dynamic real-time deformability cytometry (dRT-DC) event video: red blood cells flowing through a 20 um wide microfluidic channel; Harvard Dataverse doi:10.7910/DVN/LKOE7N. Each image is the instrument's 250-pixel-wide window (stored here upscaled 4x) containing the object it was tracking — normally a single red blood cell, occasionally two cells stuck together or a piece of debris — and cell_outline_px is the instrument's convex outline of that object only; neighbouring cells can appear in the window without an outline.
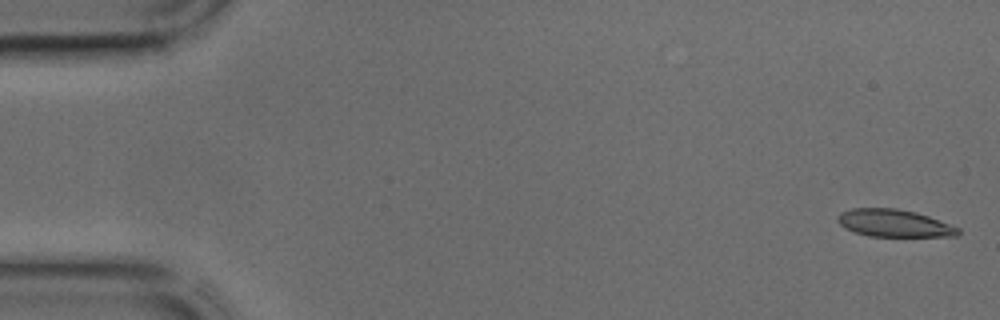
{"species": "common noctule bat (a hibernating species)", "species_latin": "Nyctalus noctula", "temperature_condition": "cold", "stored_images_in_passage": 13, "camera_frame_rate_fps": 3000, "um_per_image_px": 0.085, "animal": {"sex": "male", "body_mass_g": 17.9, "forearm_length_mm": 54.2}, "frame": {"image": 1, "passage_image": 1, "time_ms": 0.0, "image_size_px": [1000, 320], "cell_outline_px": [[960, 232], [956, 236], [868, 236], [844, 228], [836, 220], [836, 216], [840, 212], [852, 208], [896, 208], [916, 212], [928, 216], [960, 228]], "centroid_in_image_um": [75.96, 18.96], "position_along_channel_um": 9.0, "area_um2": 19.25}}
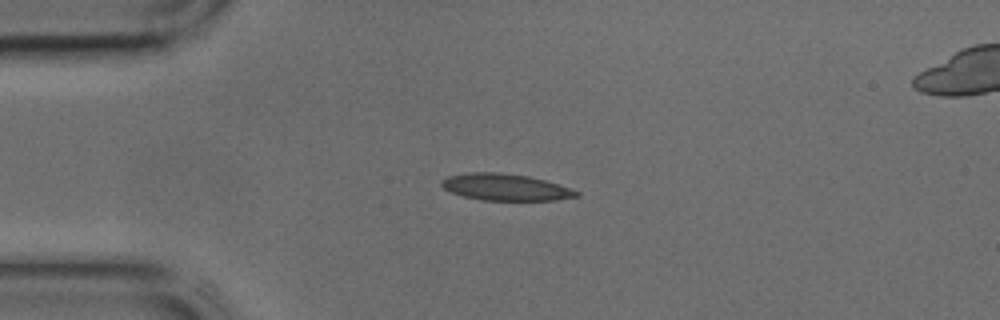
{"frame": {"image": 2, "passage_image": 10, "time_ms": 3.0, "image_size_px": [1000, 320], "cell_outline_px": [[580, 196], [556, 200], [480, 200], [464, 196], [452, 192], [444, 188], [440, 184], [440, 180], [448, 176], [468, 172], [500, 172], [528, 176], [560, 184], [580, 192]], "centroid_in_image_um": [42.97, 15.9], "position_along_channel_um": 42.0, "area_um2": 21.04}}